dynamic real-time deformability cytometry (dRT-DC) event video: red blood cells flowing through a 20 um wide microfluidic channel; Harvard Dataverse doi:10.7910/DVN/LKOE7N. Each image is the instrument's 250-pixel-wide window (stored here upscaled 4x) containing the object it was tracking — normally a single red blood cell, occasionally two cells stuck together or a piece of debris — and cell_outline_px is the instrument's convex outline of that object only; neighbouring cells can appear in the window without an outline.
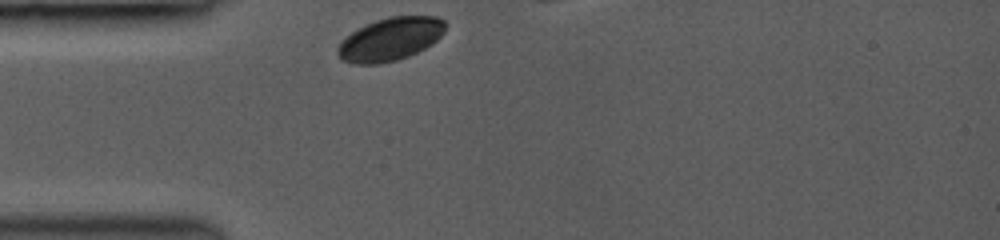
{"species": "common noctule bat (a hibernating species)", "species_latin": "Nyctalus noctula", "temperature_condition": "room temperature", "stored_images_in_passage": 11, "camera_frame_rate_fps": 3000, "um_per_image_px": 0.085, "animal": {"sex": "female", "body_mass_g": 19.0, "forearm_length_mm": 53.3}, "frame": {"image": 1, "passage_image": 1, "time_ms": 0.0, "image_size_px": [1000, 240], "cell_outline_px": [[444, 32], [432, 44], [408, 56], [396, 60], [380, 64], [356, 64], [340, 60], [336, 48], [340, 40], [344, 36], [376, 20], [388, 16], [436, 16], [444, 20]], "centroid_in_image_um": [33.13, 3.33], "position_along_channel_um": 51.9, "area_um2": 26.99}}